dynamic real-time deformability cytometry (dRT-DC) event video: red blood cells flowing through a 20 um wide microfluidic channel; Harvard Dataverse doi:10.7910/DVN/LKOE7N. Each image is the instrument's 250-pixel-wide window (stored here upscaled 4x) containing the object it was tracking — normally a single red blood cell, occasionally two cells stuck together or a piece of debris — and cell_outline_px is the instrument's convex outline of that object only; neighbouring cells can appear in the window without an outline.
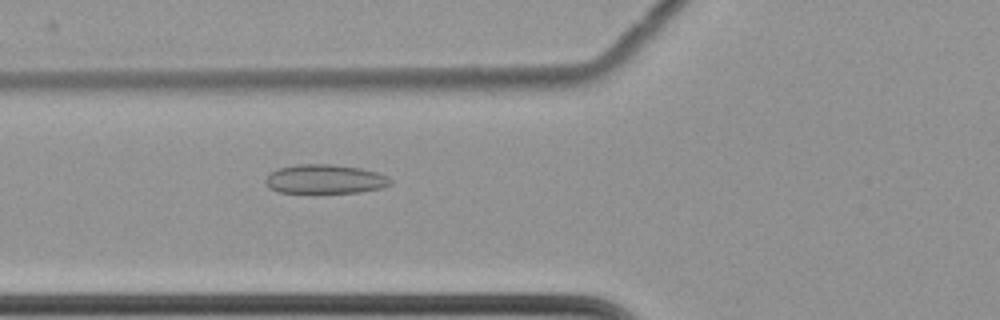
{"species": "common noctule bat (a hibernating species)", "species_latin": "Nyctalus noctula", "temperature_condition": "cold", "stored_images_in_passage": 60, "camera_frame_rate_fps": 3000, "um_per_image_px": 0.085, "animal": {"sex": "female", "body_mass_g": 22.7, "forearm_length_mm": 54.2}, "frame": {"image": 1, "passage_image": 24, "time_ms": 7.667, "image_size_px": [1000, 320], "cell_outline_px": [[392, 184], [384, 188], [360, 192], [280, 192], [268, 188], [264, 180], [276, 168], [296, 164], [332, 164], [360, 168], [376, 172], [388, 176], [392, 180]], "centroid_in_image_um": [27.64, 15.22], "position_along_channel_um": 98.2, "area_um2": 21.27}}
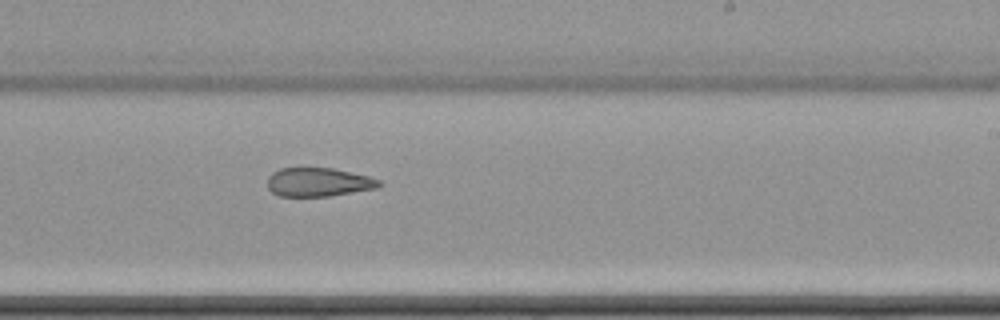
{"frame": {"image": 2, "passage_image": 38, "time_ms": 12.333, "image_size_px": [1000, 320], "cell_outline_px": [[384, 184], [376, 188], [328, 196], [280, 196], [272, 192], [268, 188], [268, 176], [272, 172], [280, 168], [332, 168], [368, 176], [380, 180]], "centroid_in_image_um": [27.06, 15.48], "position_along_channel_um": 261.9, "area_um2": 18.61}}
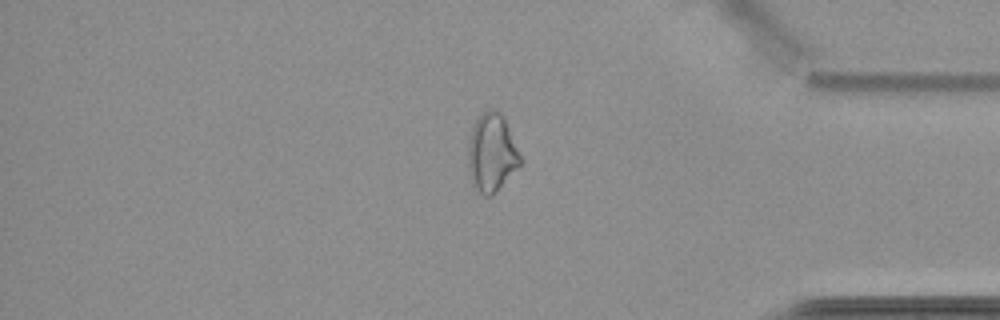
{"frame": {"image": 3, "passage_image": 51, "time_ms": 16.667, "image_size_px": [1000, 320], "cell_outline_px": [[524, 160], [492, 196], [484, 196], [472, 188], [468, 164], [468, 144], [472, 128], [480, 112], [488, 108], [492, 108], [500, 112], [504, 116]], "centroid_in_image_um": [41.8, 12.97], "position_along_channel_um": 393.4, "area_um2": 24.28}, "authors_computed_cell_mechanics": {"area_um2": 23.9581, "velocity_mm_per_s": 3.5064, "shape_relaxation_time_tau1_ms": null, "shape_relaxation_time_tau2_ms": 4.1907, "deformation_change_tau1": null, "deformation_change_tau2": 0.1262}}